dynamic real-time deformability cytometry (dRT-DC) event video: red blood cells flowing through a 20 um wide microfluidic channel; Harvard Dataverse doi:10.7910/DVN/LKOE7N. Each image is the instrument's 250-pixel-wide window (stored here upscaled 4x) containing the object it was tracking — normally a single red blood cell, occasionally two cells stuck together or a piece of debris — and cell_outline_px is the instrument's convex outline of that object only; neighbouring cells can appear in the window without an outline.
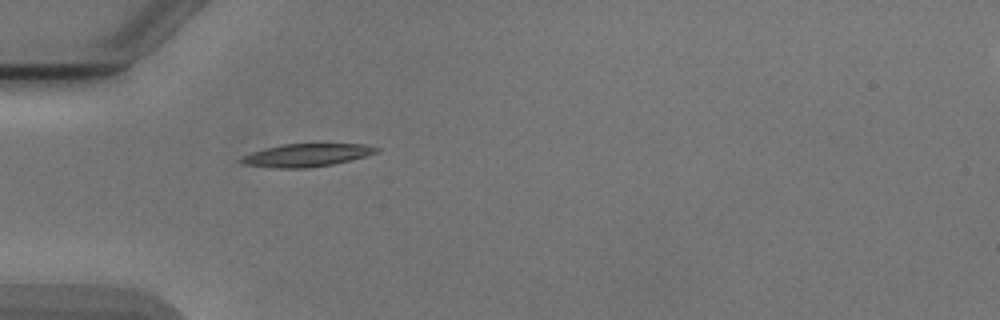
{"species": "Egyptian fruit bat (a non-hibernating species)", "species_latin": "Rousettus aegyptiacus", "temperature_condition": "cold", "stored_images_in_passage": 1, "camera_frame_rate_fps": 3000, "um_per_image_px": 0.085, "animal": {"sex": "male"}, "frame": {"image": 1, "passage_image": 1, "time_ms": 0.0, "image_size_px": [1000, 320], "cell_outline_px": [[380, 152], [332, 164], [308, 168], [276, 168], [244, 164], [236, 160], [240, 156], [252, 152], [284, 144], [364, 144], [380, 148]], "centroid_in_image_um": [26.03, 13.19], "position_along_channel_um": 59.0, "area_um2": 17.92}}